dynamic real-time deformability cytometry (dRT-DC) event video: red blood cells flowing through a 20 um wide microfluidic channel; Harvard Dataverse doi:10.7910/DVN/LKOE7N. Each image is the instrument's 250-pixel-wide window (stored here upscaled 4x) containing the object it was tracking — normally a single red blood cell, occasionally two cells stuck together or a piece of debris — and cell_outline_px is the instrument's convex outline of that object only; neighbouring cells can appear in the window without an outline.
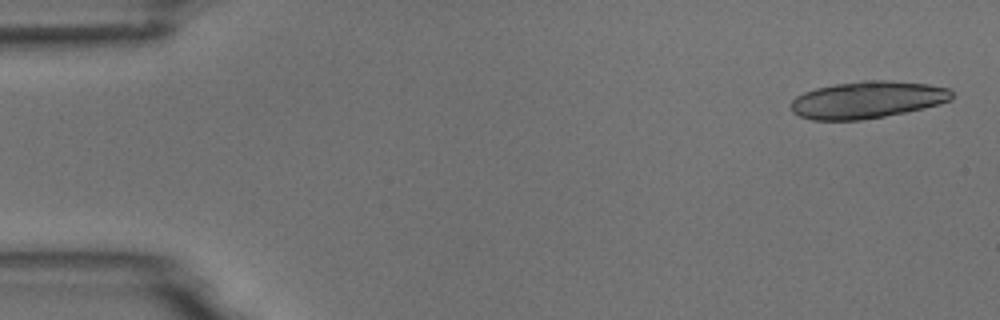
{"species": "common noctule bat (a hibernating species)", "species_latin": "Nyctalus noctula", "temperature_condition": "room temperature", "stored_images_in_passage": 8, "camera_frame_rate_fps": 3000, "um_per_image_px": 0.085, "animal": {"sex": "male", "body_mass_g": 18.8}, "frame": {"image": 1, "passage_image": 1, "time_ms": 0.0, "image_size_px": [1000, 320], "cell_outline_px": [[952, 100], [940, 104], [924, 108], [884, 116], [860, 120], [812, 120], [800, 116], [792, 112], [792, 100], [796, 96], [804, 92], [816, 88], [836, 84], [864, 80], [884, 80], [928, 84], [948, 88], [952, 92]], "centroid_in_image_um": [73.73, 8.48], "position_along_channel_um": 11.3, "area_um2": 34.62}}